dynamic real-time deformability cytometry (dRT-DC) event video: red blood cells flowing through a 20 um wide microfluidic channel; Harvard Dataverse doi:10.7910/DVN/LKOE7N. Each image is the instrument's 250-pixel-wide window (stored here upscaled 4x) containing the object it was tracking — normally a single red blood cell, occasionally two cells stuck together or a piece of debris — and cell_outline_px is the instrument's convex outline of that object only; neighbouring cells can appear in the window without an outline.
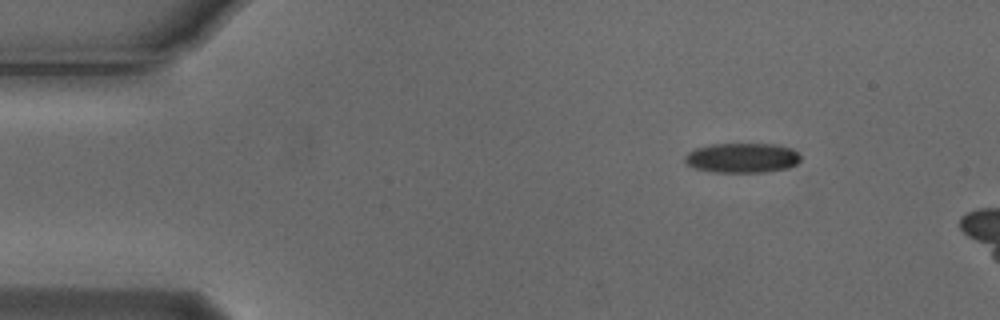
{"species": "Egyptian fruit bat (a non-hibernating species)", "species_latin": "Rousettus aegyptiacus", "temperature_condition": "cold", "stored_images_in_passage": 8, "camera_frame_rate_fps": 3000, "um_per_image_px": 0.085, "animal": {"sex": "male"}, "frame": {"image": 1, "passage_image": 1, "time_ms": 0.0, "image_size_px": [1000, 320], "cell_outline_px": [[800, 160], [796, 164], [788, 168], [764, 172], [712, 172], [696, 168], [688, 164], [684, 160], [684, 156], [688, 152], [696, 148], [712, 144], [776, 144], [792, 148], [800, 156]], "centroid_in_image_um": [63.09, 13.42], "position_along_channel_um": 21.9, "area_um2": 20.06}}